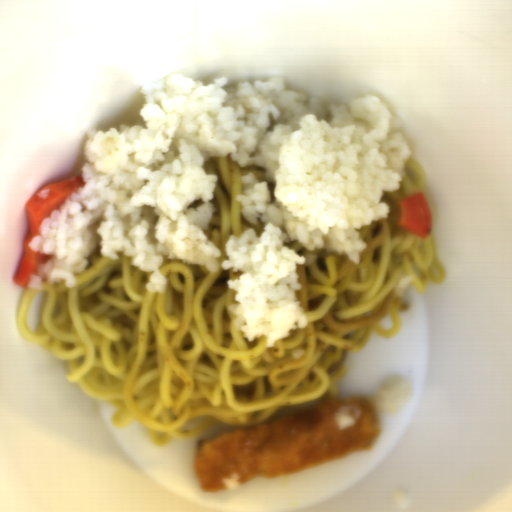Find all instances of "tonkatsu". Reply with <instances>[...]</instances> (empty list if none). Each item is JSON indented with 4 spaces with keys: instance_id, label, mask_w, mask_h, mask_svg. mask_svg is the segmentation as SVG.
<instances>
[{
    "instance_id": "tonkatsu-1",
    "label": "tonkatsu",
    "mask_w": 512,
    "mask_h": 512,
    "mask_svg": "<svg viewBox=\"0 0 512 512\" xmlns=\"http://www.w3.org/2000/svg\"><path fill=\"white\" fill-rule=\"evenodd\" d=\"M353 405L362 412L354 426L339 430L338 408ZM381 434L377 409L366 395H352L316 403L309 408L224 432L195 447L198 487L205 493L226 490L224 478L238 474V482L275 478L338 461L373 449Z\"/></svg>"
}]
</instances>
